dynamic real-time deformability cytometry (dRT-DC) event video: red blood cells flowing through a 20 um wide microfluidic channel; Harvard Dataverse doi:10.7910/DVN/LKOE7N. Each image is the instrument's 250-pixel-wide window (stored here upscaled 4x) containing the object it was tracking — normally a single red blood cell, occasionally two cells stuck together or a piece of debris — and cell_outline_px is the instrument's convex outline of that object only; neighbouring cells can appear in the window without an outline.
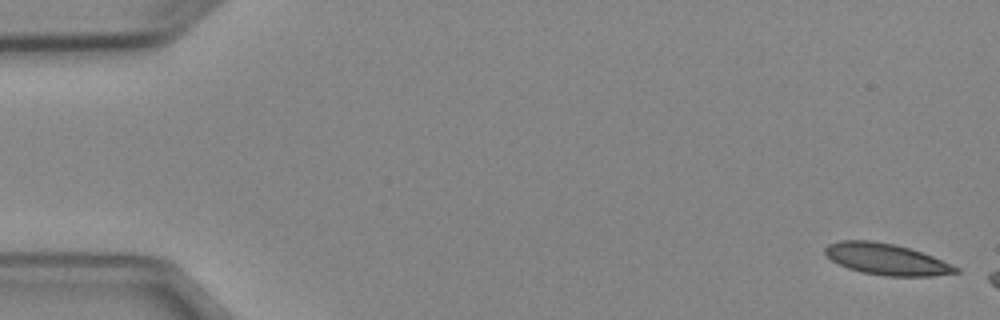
{"species": "Egyptian fruit bat (a non-hibernating species)", "species_latin": "Rousettus aegyptiacus", "temperature_condition": "cold", "stored_images_in_passage": 3, "camera_frame_rate_fps": 3000, "um_per_image_px": 0.085, "animal": {"sex": "female"}, "frame": {"image": 1, "passage_image": 1, "time_ms": 0.0, "image_size_px": [1000, 320], "cell_outline_px": [[960, 272], [932, 276], [888, 276], [860, 272], [848, 268], [832, 260], [824, 252], [824, 248], [828, 244], [840, 240], [872, 240], [896, 244], [932, 256], [960, 268]], "centroid_in_image_um": [75.33, 22.03], "position_along_channel_um": 9.7, "area_um2": 23.76}}